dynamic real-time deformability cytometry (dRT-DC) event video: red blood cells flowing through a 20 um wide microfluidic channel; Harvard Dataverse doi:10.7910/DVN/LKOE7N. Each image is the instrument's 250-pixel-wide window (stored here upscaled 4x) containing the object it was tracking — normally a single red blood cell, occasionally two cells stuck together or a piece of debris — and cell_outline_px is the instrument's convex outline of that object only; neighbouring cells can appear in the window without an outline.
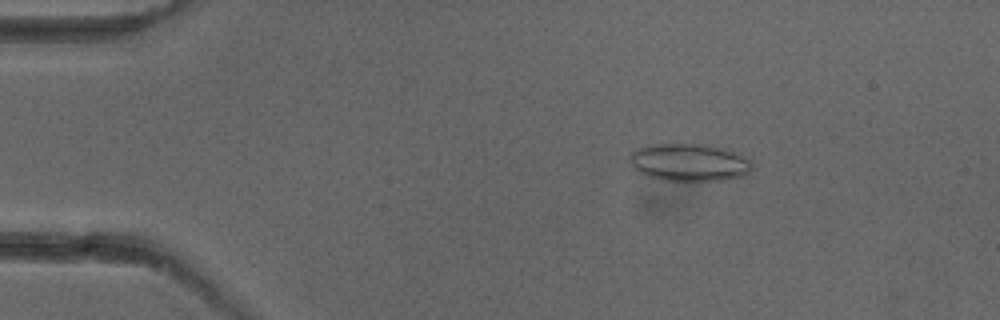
{"species": "common noctule bat (a hibernating species)", "species_latin": "Nyctalus noctula", "temperature_condition": "cold", "stored_images_in_passage": 51, "camera_frame_rate_fps": 3000, "um_per_image_px": 0.085, "animal": {"sex": "female"}, "frame": {"image": 1, "passage_image": 8, "time_ms": 2.333, "image_size_px": [1000, 320], "cell_outline_px": [[752, 168], [744, 176], [724, 180], [684, 184], [664, 180], [648, 176], [636, 172], [632, 168], [628, 156], [636, 148], [652, 144], [708, 144], [740, 152], [752, 160]], "centroid_in_image_um": [58.6, 13.84], "position_along_channel_um": 26.4, "area_um2": 28.15}}
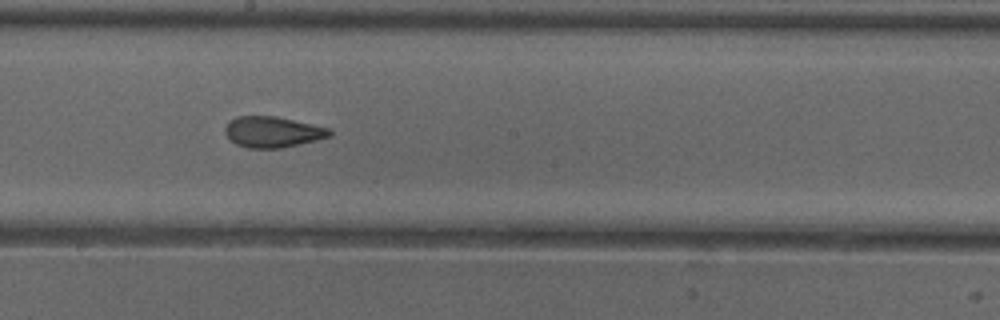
{"frame": {"image": 2, "passage_image": 28, "time_ms": 9.0, "image_size_px": [1000, 320], "cell_outline_px": [[332, 136], [300, 144], [280, 148], [248, 148], [236, 144], [224, 132], [224, 128], [236, 116], [276, 116], [328, 128], [332, 132]], "centroid_in_image_um": [23.18, 11.22], "position_along_channel_um": 225.0, "area_um2": 18.61}}
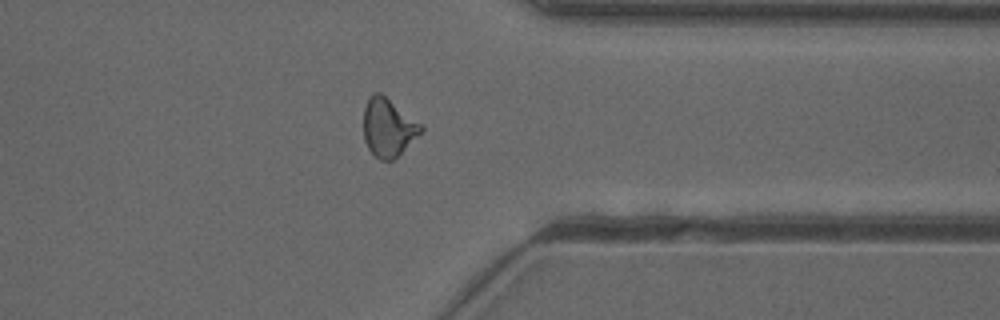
{"frame": {"image": 3, "passage_image": 40, "time_ms": 13.0, "image_size_px": [1000, 320], "cell_outline_px": [[424, 128], [392, 160], [380, 160], [368, 148], [364, 140], [364, 108], [372, 92], [380, 92], [424, 124]], "centroid_in_image_um": [32.99, 10.79], "position_along_channel_um": 378.4, "area_um2": 19.25}, "authors_computed_cell_mechanics": {"area_um2": 19.7098, "velocity_mm_per_s": 3.9846, "shape_relaxation_time_tau1_ms": null, "shape_relaxation_time_tau2_ms": 1.4021, "deformation_change_tau1": null, "deformation_change_tau2": 0.0795}}